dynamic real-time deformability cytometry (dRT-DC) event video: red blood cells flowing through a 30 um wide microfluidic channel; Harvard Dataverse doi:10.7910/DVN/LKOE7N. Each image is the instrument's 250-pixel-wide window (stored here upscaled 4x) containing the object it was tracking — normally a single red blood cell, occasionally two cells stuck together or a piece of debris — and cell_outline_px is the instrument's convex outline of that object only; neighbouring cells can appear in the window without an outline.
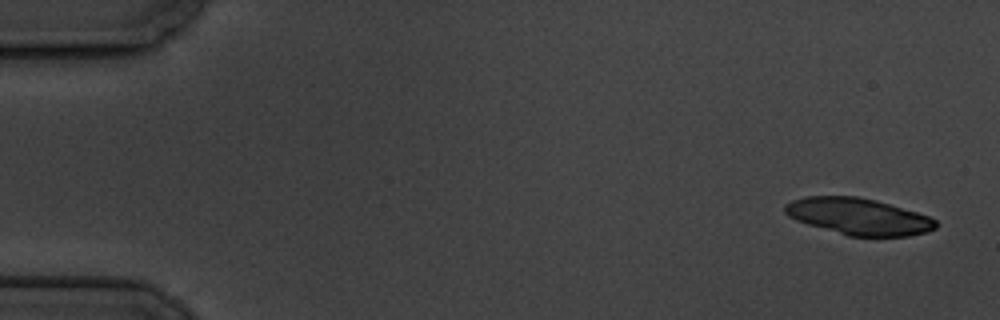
{"species": "common noctule bat (a hibernating species)", "species_latin": "Nyctalus noctula", "temperature_condition": "cold", "stored_images_in_passage": 10, "camera_frame_rate_fps": 3000, "um_per_image_px": 0.085, "animal": {"sex": "male", "body_mass_g": 19.5, "forearm_length_mm": 54.6}, "frame": {"image": 1, "passage_image": 1, "time_ms": 0.0, "image_size_px": [1000, 320], "cell_outline_px": [[936, 228], [928, 232], [908, 236], [848, 236], [808, 224], [796, 220], [788, 216], [784, 212], [784, 204], [792, 200], [804, 196], [856, 196], [876, 200], [916, 212], [928, 216], [936, 220]], "centroid_in_image_um": [72.95, 18.39], "position_along_channel_um": 12.1, "area_um2": 32.14}}
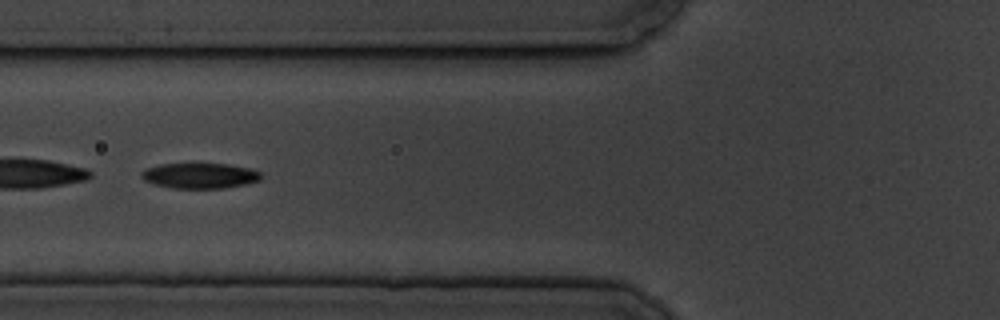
{"frame": {"image": 2, "passage_image": 6, "time_ms": 6.667, "image_size_px": [1000, 320], "cell_outline_px": [[264, 176], [260, 180], [248, 184], [224, 188], [172, 188], [156, 184], [144, 180], [140, 176], [140, 172], [144, 168], [160, 164], [196, 160], [228, 164], [252, 168], [260, 172]], "centroid_in_image_um": [16.99, 14.87], "position_along_channel_um": 108.8, "area_um2": 18.9}}